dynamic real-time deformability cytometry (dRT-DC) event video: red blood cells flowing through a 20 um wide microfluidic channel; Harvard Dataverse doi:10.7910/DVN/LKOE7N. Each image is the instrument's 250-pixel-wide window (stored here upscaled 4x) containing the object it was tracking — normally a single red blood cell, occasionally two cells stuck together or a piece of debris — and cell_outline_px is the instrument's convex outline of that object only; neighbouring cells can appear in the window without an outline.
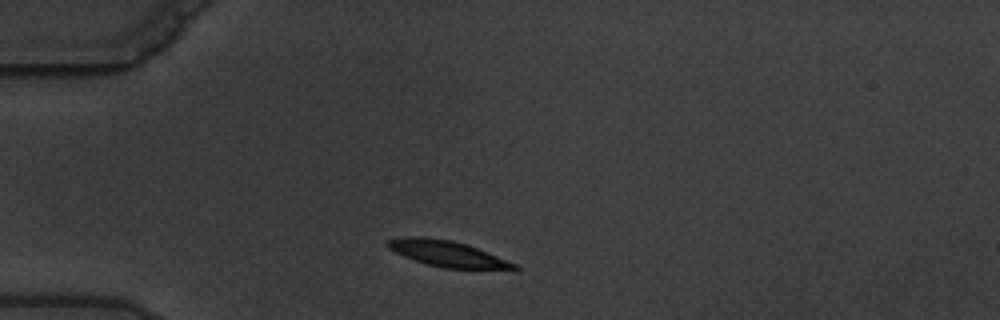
{"species": "common noctule bat (a hibernating species)", "species_latin": "Nyctalus noctula", "temperature_condition": "warm", "stored_images_in_passage": 4, "camera_frame_rate_fps": 3000, "um_per_image_px": 0.085, "animal": {"sex": "male", "body_mass_g": 19.5, "forearm_length_mm": 54.6}, "frame": {"image": 1, "passage_image": 1, "time_ms": 0.0, "image_size_px": [1000, 320], "cell_outline_px": [[520, 268], [516, 272], [444, 268], [428, 264], [404, 256], [388, 248], [384, 244], [388, 240], [408, 236], [424, 236], [452, 240], [476, 248], [516, 264]], "centroid_in_image_um": [38.14, 21.61], "position_along_channel_um": 46.9, "area_um2": 19.54}}